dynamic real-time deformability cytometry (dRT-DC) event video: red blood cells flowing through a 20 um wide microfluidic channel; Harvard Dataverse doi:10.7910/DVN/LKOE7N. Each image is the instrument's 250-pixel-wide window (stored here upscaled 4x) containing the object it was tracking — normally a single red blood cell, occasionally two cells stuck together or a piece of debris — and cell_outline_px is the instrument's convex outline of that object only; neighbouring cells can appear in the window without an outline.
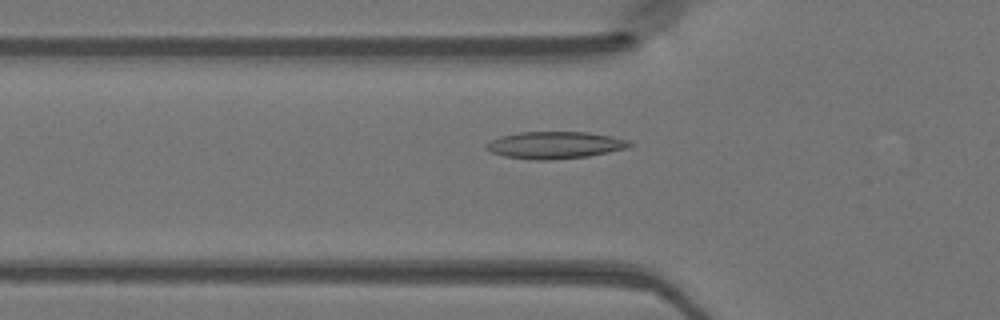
{"species": "Egyptian fruit bat (a non-hibernating species)", "species_latin": "Rousettus aegyptiacus", "temperature_condition": "warm", "stored_images_in_passage": 48, "camera_frame_rate_fps": 3000, "um_per_image_px": 0.085, "animal": {"sex": "female"}, "frame": {"image": 1, "passage_image": 16, "time_ms": 5.0, "image_size_px": [1000, 320], "cell_outline_px": [[636, 144], [628, 148], [588, 156], [552, 160], [536, 160], [504, 156], [492, 152], [484, 148], [484, 144], [500, 136], [520, 132], [588, 132], [612, 136], [628, 140]], "centroid_in_image_um": [47.19, 12.33], "position_along_channel_um": 78.6, "area_um2": 22.72}}
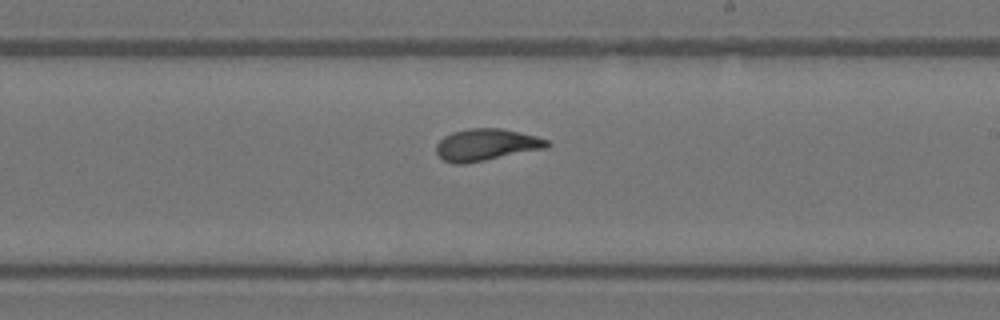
{"frame": {"image": 2, "passage_image": 28, "time_ms": 9.0, "image_size_px": [1000, 320], "cell_outline_px": [[552, 144], [544, 148], [464, 164], [452, 164], [444, 160], [436, 152], [436, 144], [444, 136], [452, 132], [468, 128], [500, 128], [536, 136], [548, 140]], "centroid_in_image_um": [41.29, 12.3], "position_along_channel_um": 247.7, "area_um2": 20.35}}
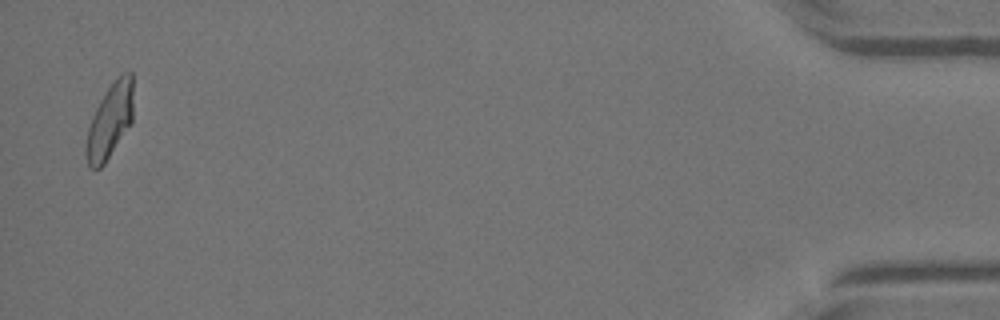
{"frame": {"image": 3, "passage_image": 47, "time_ms": 15.333, "image_size_px": [1000, 320], "cell_outline_px": [[132, 120], [104, 164], [100, 168], [92, 168], [88, 164], [84, 152], [84, 144], [88, 128], [92, 116], [100, 100], [108, 88], [120, 72], [132, 72]], "centroid_in_image_um": [9.3, 10.26], "position_along_channel_um": 425.9, "area_um2": 20.29}}